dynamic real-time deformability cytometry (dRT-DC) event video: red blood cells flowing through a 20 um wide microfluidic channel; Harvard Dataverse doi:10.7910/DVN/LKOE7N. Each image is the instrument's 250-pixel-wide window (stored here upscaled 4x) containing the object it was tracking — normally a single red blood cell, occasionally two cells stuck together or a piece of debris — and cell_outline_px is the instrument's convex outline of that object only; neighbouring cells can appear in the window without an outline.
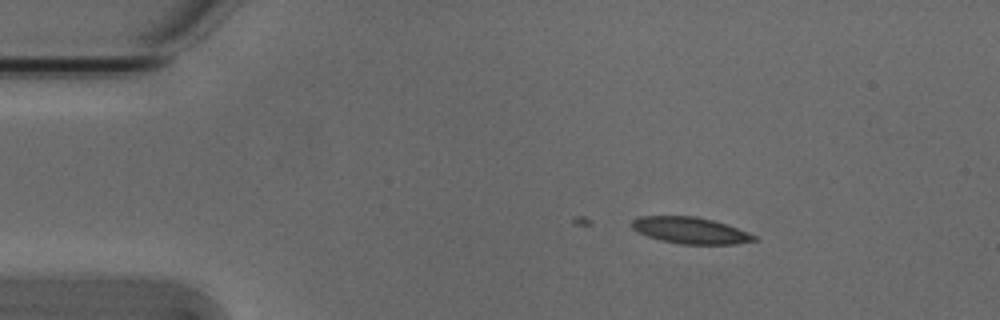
{"species": "Egyptian fruit bat (a non-hibernating species)", "species_latin": "Rousettus aegyptiacus", "temperature_condition": "cold", "stored_images_in_passage": 29, "camera_frame_rate_fps": 3000, "um_per_image_px": 0.085, "animal": {"sex": "male"}, "frame": {"image": 1, "passage_image": 1, "time_ms": 0.0, "image_size_px": [1000, 320], "cell_outline_px": [[756, 240], [736, 244], [680, 244], [660, 240], [636, 232], [632, 228], [632, 220], [640, 216], [696, 216], [728, 224], [748, 232], [756, 236]], "centroid_in_image_um": [58.67, 19.58], "position_along_channel_um": 26.3, "area_um2": 18.9}}
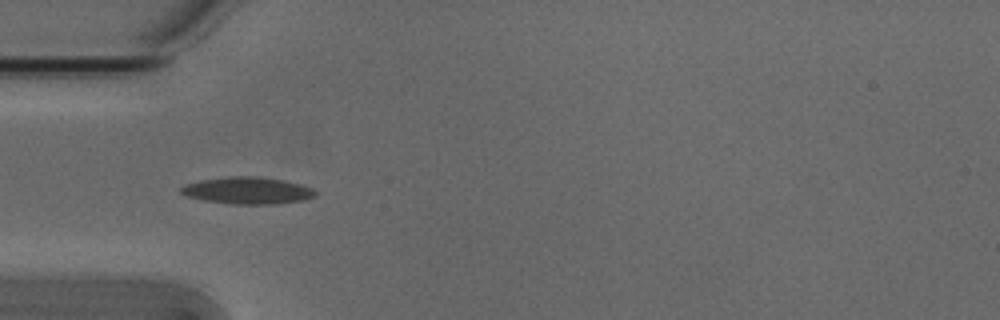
{"frame": {"image": 2, "passage_image": 9, "time_ms": 2.667, "image_size_px": [1000, 320], "cell_outline_px": [[316, 196], [304, 200], [276, 204], [232, 204], [204, 200], [188, 196], [180, 192], [180, 188], [184, 184], [200, 180], [232, 176], [260, 176], [284, 180], [300, 184], [312, 188], [316, 192]], "centroid_in_image_um": [21.06, 16.19], "position_along_channel_um": 63.9, "area_um2": 21.15}}